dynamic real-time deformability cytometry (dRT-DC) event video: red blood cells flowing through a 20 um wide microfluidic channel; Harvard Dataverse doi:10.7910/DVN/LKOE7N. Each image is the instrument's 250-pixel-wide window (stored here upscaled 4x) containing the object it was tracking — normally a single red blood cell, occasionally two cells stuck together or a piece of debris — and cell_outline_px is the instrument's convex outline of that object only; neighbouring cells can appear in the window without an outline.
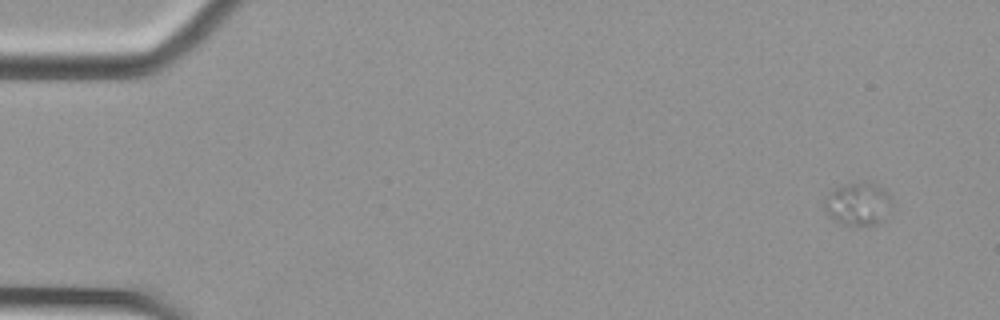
{"species": "Egyptian fruit bat (a non-hibernating species)", "species_latin": "Rousettus aegyptiacus", "temperature_condition": "cold", "stored_images_in_passage": 54, "camera_frame_rate_fps": 3000, "um_per_image_px": 0.085, "animal": {"sex": "female"}, "frame": {"image": 1, "passage_image": 1, "time_ms": 0.0, "image_size_px": [1000, 320], "cell_outline_px": [[892, 204], [880, 220], [876, 224], [844, 224], [828, 216], [824, 208], [824, 200], [836, 188], [844, 184], [864, 180], [868, 180], [884, 188]], "centroid_in_image_um": [72.91, 17.27], "position_along_channel_um": 12.1, "area_um2": 16.47}}
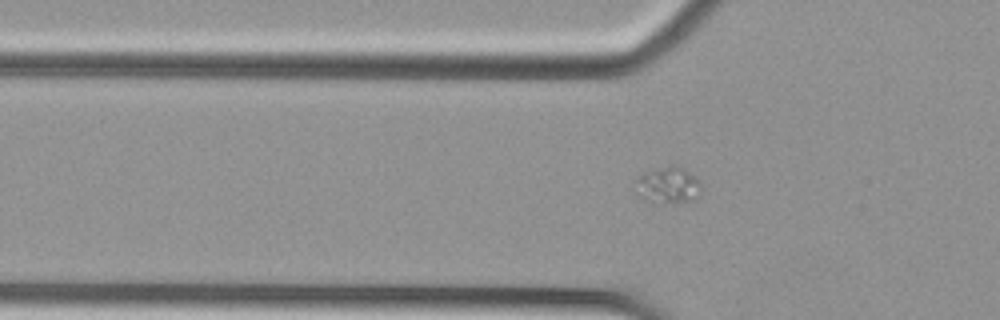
{"frame": {"image": 2, "passage_image": 16, "time_ms": 5.0, "image_size_px": [1000, 320], "cell_outline_px": [[700, 188], [696, 200], [664, 204], [652, 204], [644, 200], [636, 192], [632, 184], [632, 180], [636, 176], [644, 172], [664, 168], [684, 168], [696, 176], [700, 180]], "centroid_in_image_um": [56.7, 15.8], "position_along_channel_um": 69.1, "area_um2": 14.33}}
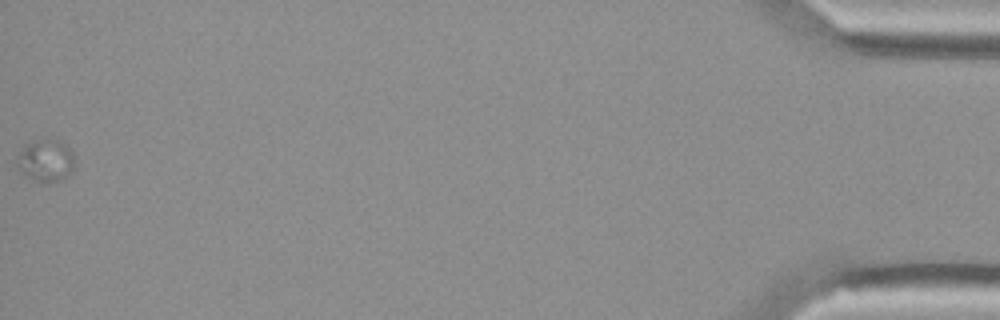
{"frame": {"image": 3, "passage_image": 54, "time_ms": 17.667, "image_size_px": [1000, 320], "cell_outline_px": [[76, 168], [68, 176], [60, 180], [36, 180], [24, 176], [20, 172], [16, 164], [20, 152], [24, 144], [32, 140], [60, 140], [72, 152], [76, 160]], "centroid_in_image_um": [3.91, 13.63], "position_along_channel_um": 431.3, "area_um2": 14.22}}